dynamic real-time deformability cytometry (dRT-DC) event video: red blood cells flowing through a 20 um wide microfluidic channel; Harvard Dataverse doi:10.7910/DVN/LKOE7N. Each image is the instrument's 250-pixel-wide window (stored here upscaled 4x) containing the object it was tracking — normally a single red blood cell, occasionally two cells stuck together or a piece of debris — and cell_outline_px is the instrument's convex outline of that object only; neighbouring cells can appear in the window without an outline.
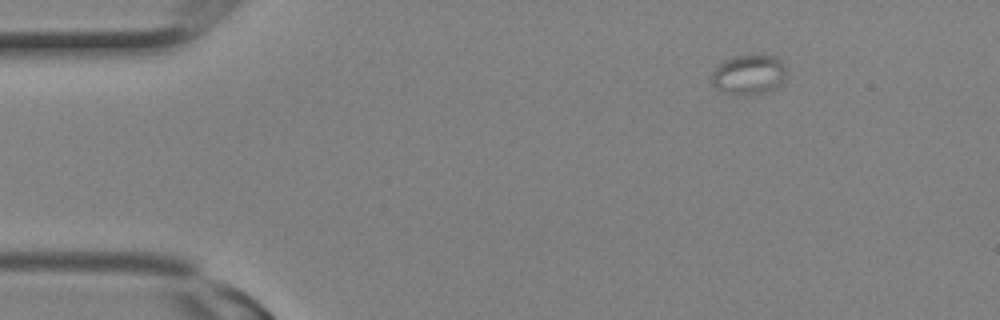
{"species": "Egyptian fruit bat (a non-hibernating species)", "species_latin": "Rousettus aegyptiacus", "temperature_condition": "room temperature", "stored_images_in_passage": 2, "camera_frame_rate_fps": 3000, "um_per_image_px": 0.085, "animal": {"sex": "female"}, "frame": {"image": 1, "passage_image": 1, "time_ms": 0.0, "image_size_px": [1000, 320], "cell_outline_px": [[784, 76], [780, 84], [764, 92], [724, 92], [716, 88], [712, 84], [708, 76], [716, 64], [724, 60], [736, 56], [772, 56], [780, 60], [784, 64]], "centroid_in_image_um": [63.54, 6.3], "position_along_channel_um": 21.5, "area_um2": 16.7}}